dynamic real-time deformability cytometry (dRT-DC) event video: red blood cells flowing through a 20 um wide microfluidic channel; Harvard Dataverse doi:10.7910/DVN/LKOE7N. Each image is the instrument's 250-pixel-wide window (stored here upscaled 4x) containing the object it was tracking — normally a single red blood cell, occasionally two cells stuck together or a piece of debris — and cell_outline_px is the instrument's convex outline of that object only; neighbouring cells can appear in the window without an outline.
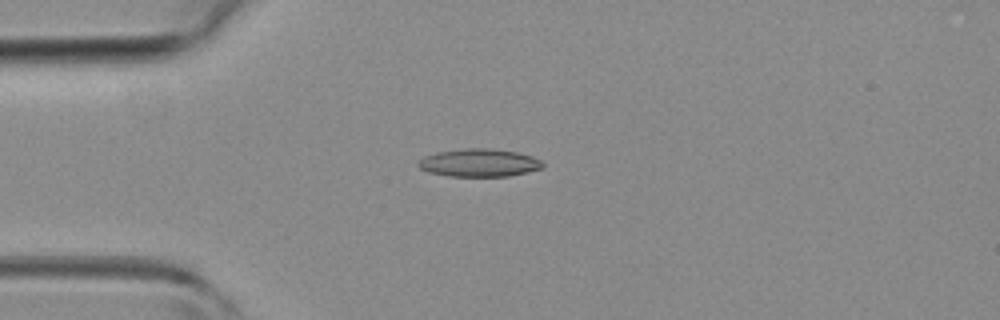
{"species": "common noctule bat (a hibernating species)", "species_latin": "Nyctalus noctula", "temperature_condition": "room temperature", "stored_images_in_passage": 36, "camera_frame_rate_fps": 3000, "um_per_image_px": 0.085, "animal": {"sex": "female", "body_mass_g": 19.3, "forearm_length_mm": 54.1}, "frame": {"image": 1, "passage_image": 3, "time_ms": 0.667, "image_size_px": [1000, 320], "cell_outline_px": [[544, 168], [528, 172], [508, 176], [448, 176], [428, 172], [420, 168], [416, 164], [424, 156], [436, 152], [468, 148], [492, 148], [516, 152], [532, 156], [540, 160], [544, 164]], "centroid_in_image_um": [40.73, 13.84], "position_along_channel_um": 44.3, "area_um2": 20.29}}
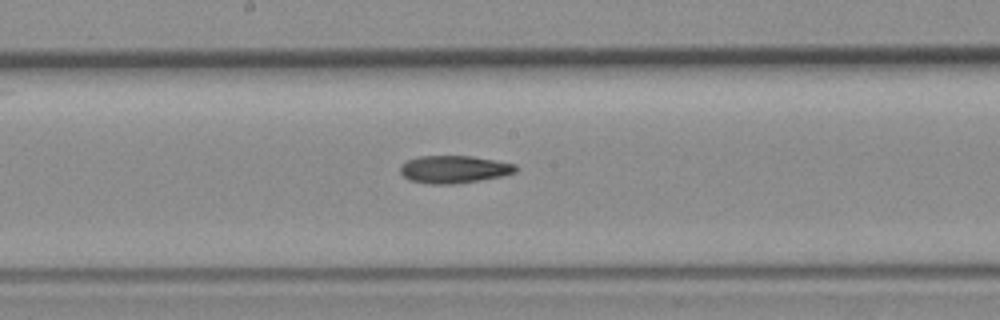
{"frame": {"image": 2, "passage_image": 15, "time_ms": 4.667, "image_size_px": [1000, 320], "cell_outline_px": [[520, 168], [516, 172], [504, 176], [480, 180], [452, 184], [428, 184], [408, 180], [400, 172], [400, 164], [408, 160], [420, 156], [472, 156], [496, 160], [516, 164]], "centroid_in_image_um": [38.62, 14.39], "position_along_channel_um": 209.6, "area_um2": 18.79}}
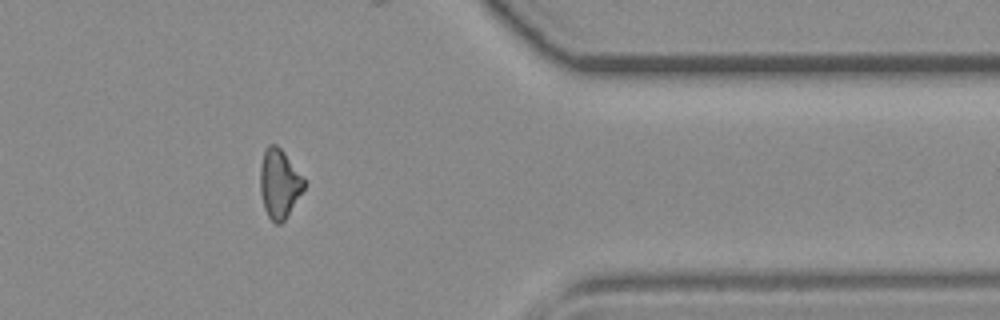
{"frame": {"image": 3, "passage_image": 28, "time_ms": 9.0, "image_size_px": [1000, 320], "cell_outline_px": [[308, 184], [284, 220], [280, 224], [276, 224], [268, 216], [264, 208], [260, 192], [260, 164], [264, 152], [268, 144], [276, 144], [284, 152], [304, 176]], "centroid_in_image_um": [23.76, 15.59], "position_along_channel_um": 387.6, "area_um2": 17.92}}